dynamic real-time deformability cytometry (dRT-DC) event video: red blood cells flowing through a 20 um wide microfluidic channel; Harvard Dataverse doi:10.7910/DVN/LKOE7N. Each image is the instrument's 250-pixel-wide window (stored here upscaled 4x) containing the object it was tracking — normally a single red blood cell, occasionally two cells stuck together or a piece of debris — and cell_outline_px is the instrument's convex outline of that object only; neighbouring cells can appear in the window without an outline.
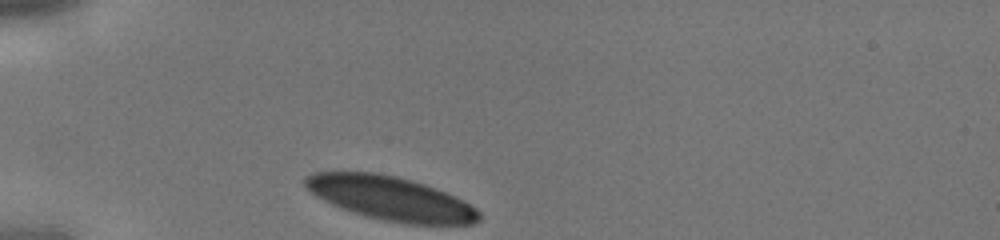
{"species": "human", "species_latin": "Homo sapiens", "temperature_condition": "cold", "stored_images_in_passage": 25, "camera_frame_rate_fps": 3000, "um_per_image_px": 0.085, "donor": {"sex": "male"}, "frame": {"image": 1, "passage_image": 1, "time_ms": 0.0, "image_size_px": [1000, 240], "cell_outline_px": [[480, 220], [472, 224], [404, 224], [384, 220], [352, 212], [340, 208], [316, 196], [304, 184], [304, 176], [316, 172], [376, 172], [396, 176], [412, 180], [436, 188], [476, 208], [480, 212]], "centroid_in_image_um": [33.18, 16.86], "position_along_channel_um": 51.8, "area_um2": 44.04}}
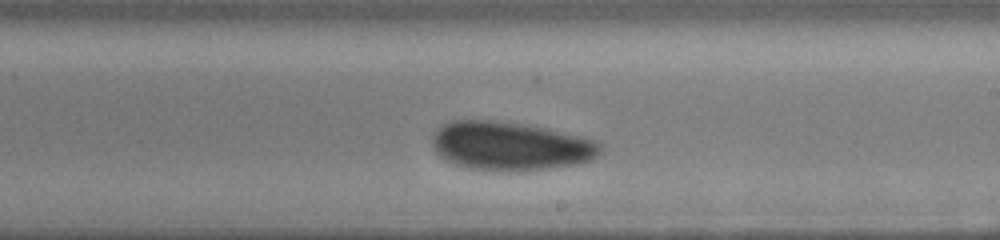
{"frame": {"image": 2, "passage_image": 15, "time_ms": 4.667, "image_size_px": [1000, 240], "cell_outline_px": [[600, 152], [592, 160], [576, 164], [548, 168], [516, 172], [508, 172], [468, 168], [452, 164], [444, 160], [436, 152], [432, 144], [432, 132], [444, 124], [452, 120], [496, 120], [528, 124], [600, 140]], "centroid_in_image_um": [43.36, 12.41], "position_along_channel_um": 245.6, "area_um2": 48.38}}
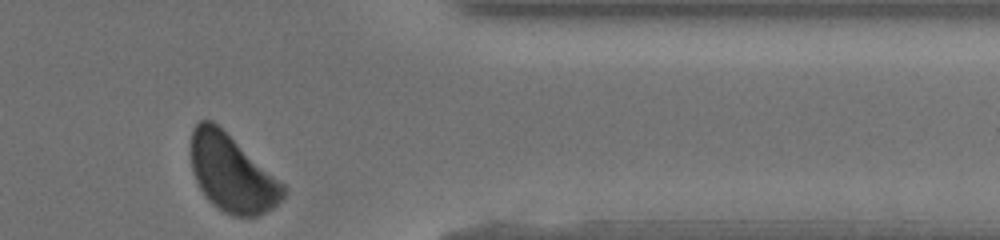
{"frame": {"image": 3, "passage_image": 25, "time_ms": 8.0, "image_size_px": [1000, 240], "cell_outline_px": [[288, 188], [284, 196], [272, 208], [256, 216], [232, 216], [224, 212], [212, 204], [208, 200], [200, 188], [192, 172], [192, 128], [200, 120], [212, 120], [284, 184]], "centroid_in_image_um": [19.71, 14.75], "position_along_channel_um": 391.7, "area_um2": 40.86}}